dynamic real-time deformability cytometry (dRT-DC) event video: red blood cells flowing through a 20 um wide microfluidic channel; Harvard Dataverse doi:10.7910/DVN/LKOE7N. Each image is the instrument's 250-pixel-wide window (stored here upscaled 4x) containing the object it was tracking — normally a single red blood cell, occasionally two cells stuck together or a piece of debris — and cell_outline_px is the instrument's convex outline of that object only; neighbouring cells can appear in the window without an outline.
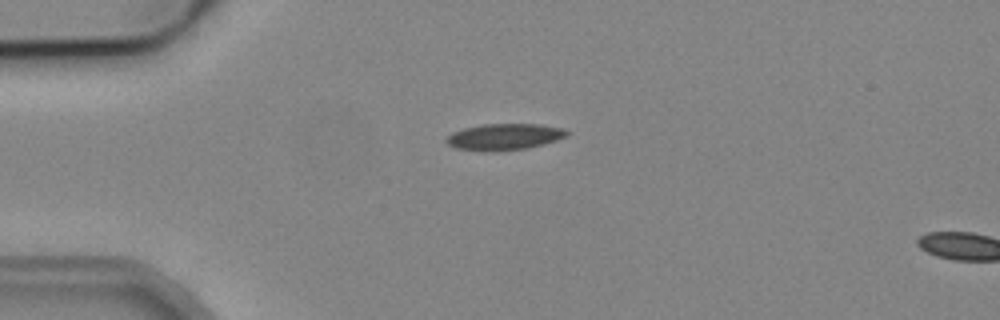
{"species": "common noctule bat (a hibernating species)", "species_latin": "Nyctalus noctula", "temperature_condition": "cold", "stored_images_in_passage": 2, "camera_frame_rate_fps": 3000, "um_per_image_px": 0.085, "animal": {"sex": "male", "body_mass_g": 19.2, "forearm_length_mm": 51.8}, "frame": {"image": 1, "passage_image": 1, "time_ms": 0.0, "image_size_px": [1000, 320], "cell_outline_px": [[572, 132], [556, 140], [544, 144], [528, 148], [500, 152], [456, 148], [448, 144], [444, 140], [452, 132], [464, 128], [484, 124], [540, 124], [564, 128]], "centroid_in_image_um": [42.89, 11.63], "position_along_channel_um": 42.1, "area_um2": 18.61}}